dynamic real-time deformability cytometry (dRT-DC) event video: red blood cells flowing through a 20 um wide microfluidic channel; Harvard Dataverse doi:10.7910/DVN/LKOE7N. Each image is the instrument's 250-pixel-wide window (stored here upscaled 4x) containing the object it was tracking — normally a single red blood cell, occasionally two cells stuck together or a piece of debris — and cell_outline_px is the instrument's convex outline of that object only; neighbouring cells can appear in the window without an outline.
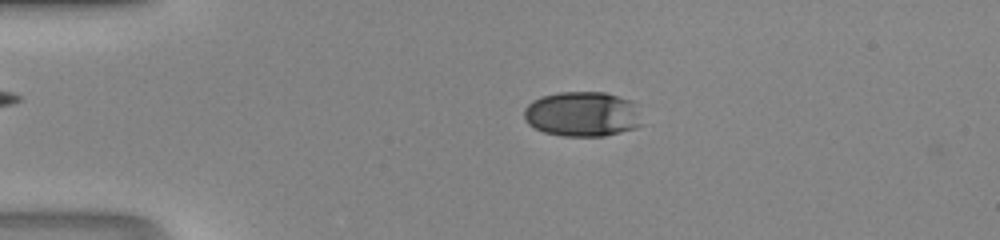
{"species": "human", "species_latin": "Homo sapiens", "temperature_condition": "room temperature", "stored_images_in_passage": 47, "camera_frame_rate_fps": 3000, "um_per_image_px": 0.085, "donor": {"sex": "male"}, "frame": {"image": 1, "passage_image": 11, "time_ms": 3.333, "image_size_px": [1000, 240], "cell_outline_px": [[644, 124], [636, 128], [604, 136], [560, 136], [544, 132], [528, 124], [524, 116], [524, 108], [532, 100], [540, 96], [560, 92], [604, 92], [632, 100]], "centroid_in_image_um": [49.5, 9.7], "position_along_channel_um": 35.5, "area_um2": 31.15}}
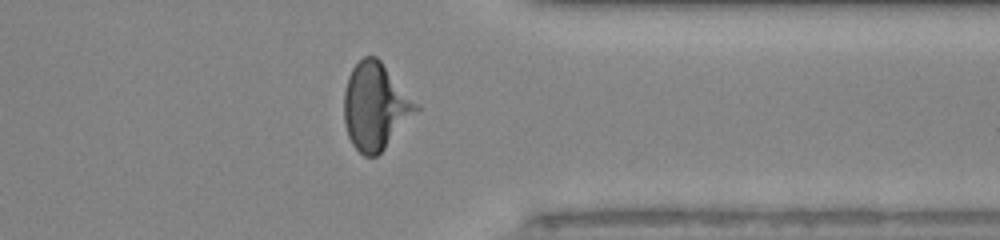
{"frame": {"image": 2, "passage_image": 38, "time_ms": 12.333, "image_size_px": [1000, 240], "cell_outline_px": [[420, 108], [384, 148], [376, 156], [364, 156], [352, 144], [348, 136], [344, 124], [344, 92], [348, 76], [352, 68], [364, 56], [376, 56], [380, 60], [420, 104]], "centroid_in_image_um": [31.91, 9.02], "position_along_channel_um": 379.5, "area_um2": 36.3}}
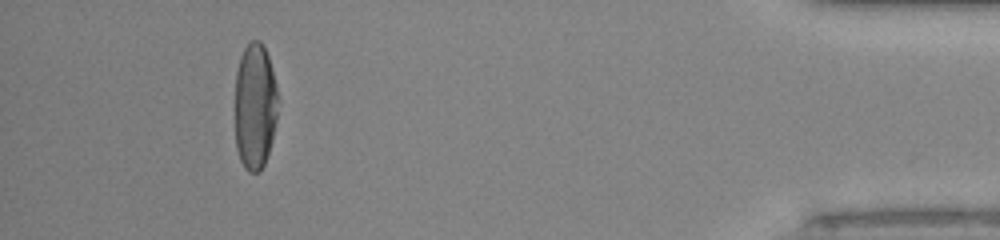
{"frame": {"image": 3, "passage_image": 44, "time_ms": 14.333, "image_size_px": [1000, 240], "cell_outline_px": [[276, 120], [272, 140], [264, 164], [260, 172], [248, 172], [244, 168], [240, 160], [236, 148], [236, 72], [240, 56], [244, 48], [252, 40], [260, 40], [268, 56], [276, 84]], "centroid_in_image_um": [21.66, 9.05], "position_along_channel_um": 413.5, "area_um2": 31.39}}